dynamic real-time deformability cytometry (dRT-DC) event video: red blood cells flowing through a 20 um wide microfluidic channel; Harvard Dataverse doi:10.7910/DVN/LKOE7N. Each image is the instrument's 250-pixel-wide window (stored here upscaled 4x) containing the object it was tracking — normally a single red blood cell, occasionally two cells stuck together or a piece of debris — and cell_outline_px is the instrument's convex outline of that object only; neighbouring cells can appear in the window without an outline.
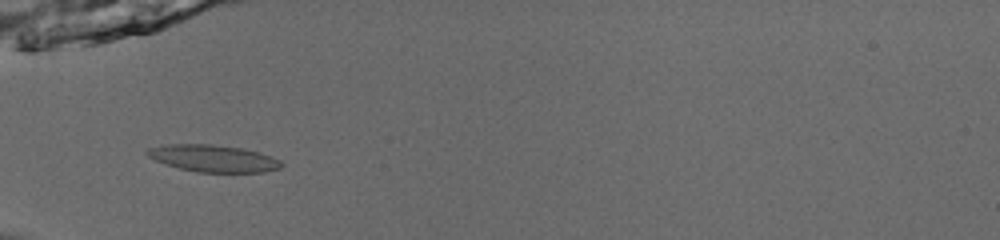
{"species": "common noctule bat (a hibernating species)", "species_latin": "Nyctalus noctula", "temperature_condition": "room temperature", "stored_images_in_passage": 53, "camera_frame_rate_fps": 3000, "um_per_image_px": 0.085, "animal": {"sex": "male", "body_mass_g": 13.0, "forearm_length_mm": 53.1}, "frame": {"image": 1, "passage_image": 20, "time_ms": 6.333, "image_size_px": [1000, 240], "cell_outline_px": [[284, 164], [280, 168], [264, 172], [196, 172], [180, 168], [156, 160], [148, 156], [144, 152], [148, 148], [160, 144], [212, 144], [244, 148], [260, 152], [272, 156], [280, 160]], "centroid_in_image_um": [18.14, 13.45], "position_along_channel_um": 66.9, "area_um2": 21.27}}
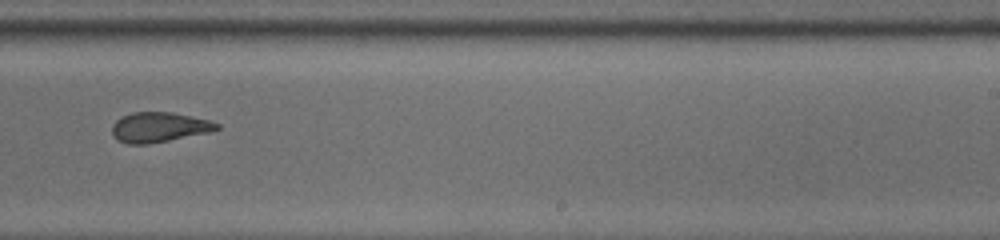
{"frame": {"image": 2, "passage_image": 36, "time_ms": 11.667, "image_size_px": [1000, 240], "cell_outline_px": [[220, 128], [208, 132], [148, 144], [128, 144], [116, 140], [112, 136], [112, 124], [120, 116], [132, 112], [172, 112], [208, 120], [220, 124]], "centroid_in_image_um": [13.45, 10.81], "position_along_channel_um": 275.5, "area_um2": 18.26}}
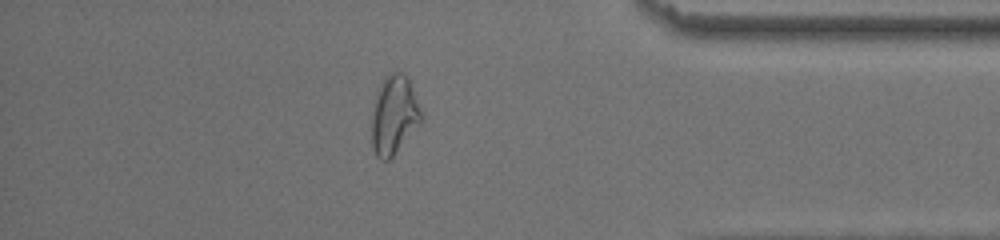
{"frame": {"image": 3, "passage_image": 47, "time_ms": 15.333, "image_size_px": [1000, 240], "cell_outline_px": [[424, 116], [420, 124], [392, 156], [388, 160], [380, 160], [376, 156], [372, 148], [372, 112], [376, 92], [380, 84], [388, 72], [400, 72], [408, 80], [412, 88]], "centroid_in_image_um": [33.48, 9.78], "position_along_channel_um": 401.7, "area_um2": 22.66}, "authors_computed_cell_mechanics": {"area_um2": 19.8832, "velocity_mm_per_s": 3.9572, "shape_relaxation_time_tau1_ms": 5.7034, "shape_relaxation_time_tau2_ms": 1.5517, "deformation_change_tau1": 0.1861, "deformation_change_tau2": 0.0897}}